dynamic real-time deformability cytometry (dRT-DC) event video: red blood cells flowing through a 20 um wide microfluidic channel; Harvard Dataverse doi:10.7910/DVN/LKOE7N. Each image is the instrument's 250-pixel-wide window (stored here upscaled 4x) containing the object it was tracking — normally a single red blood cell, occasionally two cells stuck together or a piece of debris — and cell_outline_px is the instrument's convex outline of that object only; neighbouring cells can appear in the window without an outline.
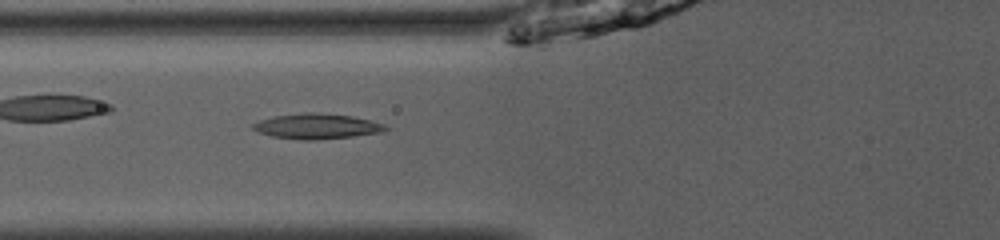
{"species": "common noctule bat (a hibernating species)", "species_latin": "Nyctalus noctula", "temperature_condition": "room temperature", "stored_images_in_passage": 51, "camera_frame_rate_fps": 3000, "um_per_image_px": 0.085, "animal": {"sex": "male", "body_mass_g": 13.0, "forearm_length_mm": 53.1}, "frame": {"image": 1, "passage_image": 21, "time_ms": 6.667, "image_size_px": [1000, 240], "cell_outline_px": [[388, 128], [384, 132], [352, 136], [316, 140], [296, 140], [272, 136], [260, 132], [252, 128], [252, 124], [260, 120], [272, 116], [304, 112], [312, 112], [352, 116], [384, 124]], "centroid_in_image_um": [26.91, 10.73], "position_along_channel_um": 98.9, "area_um2": 19.48}}
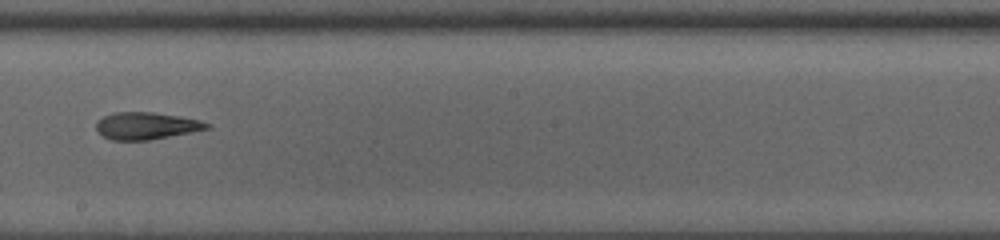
{"frame": {"image": 2, "passage_image": 31, "time_ms": 10.0, "image_size_px": [1000, 240], "cell_outline_px": [[212, 128], [192, 132], [148, 140], [112, 140], [104, 136], [96, 128], [96, 124], [104, 116], [116, 112], [152, 112], [180, 116], [200, 120], [212, 124]], "centroid_in_image_um": [12.5, 10.69], "position_along_channel_um": 235.7, "area_um2": 17.4}}
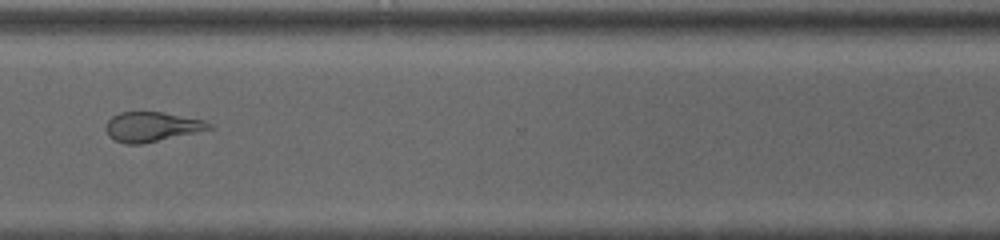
{"frame": {"image": 3, "passage_image": 40, "time_ms": 13.0, "image_size_px": [1000, 240], "cell_outline_px": [[212, 128], [140, 144], [124, 144], [108, 136], [104, 128], [108, 120], [112, 116], [120, 112], [160, 112], [204, 120], [212, 124]], "centroid_in_image_um": [12.83, 10.77], "position_along_channel_um": 357.8, "area_um2": 17.51}, "authors_computed_cell_mechanics": {"area_um2": 19.074, "velocity_mm_per_s": 4.0762, "shape_relaxation_time_tau1_ms": 4.1228, "shape_relaxation_time_tau2_ms": 2.3813, "deformation_change_tau1": 0.1552, "deformation_change_tau2": 0.1274}}